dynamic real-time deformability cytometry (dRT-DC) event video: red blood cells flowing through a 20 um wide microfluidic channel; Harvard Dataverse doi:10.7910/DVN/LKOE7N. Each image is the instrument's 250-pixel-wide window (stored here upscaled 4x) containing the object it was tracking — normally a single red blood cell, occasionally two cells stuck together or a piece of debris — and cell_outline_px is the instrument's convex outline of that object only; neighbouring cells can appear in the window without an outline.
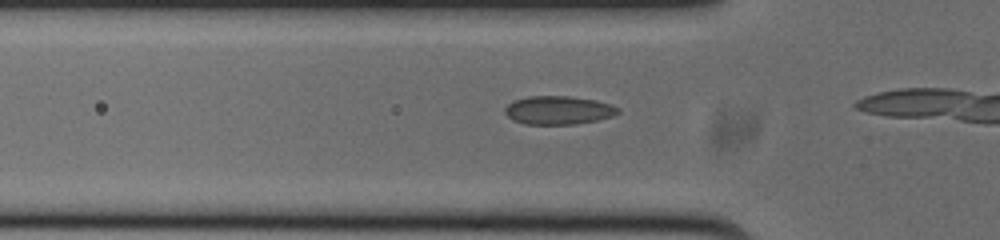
{"species": "common noctule bat (a hibernating species)", "species_latin": "Nyctalus noctula", "temperature_condition": "cold", "stored_images_in_passage": 7, "camera_frame_rate_fps": 3000, "um_per_image_px": 0.085, "animal": {"sex": "male", "body_mass_g": 20.0, "forearm_length_mm": 53.3}, "frame": {"image": 1, "passage_image": 5, "time_ms": 1.333, "image_size_px": [1000, 240], "cell_outline_px": [[620, 112], [612, 116], [596, 120], [576, 124], [524, 124], [512, 120], [504, 112], [504, 108], [512, 100], [528, 96], [568, 96], [596, 100], [620, 108]], "centroid_in_image_um": [47.42, 9.36], "position_along_channel_um": 78.4, "area_um2": 18.79}}